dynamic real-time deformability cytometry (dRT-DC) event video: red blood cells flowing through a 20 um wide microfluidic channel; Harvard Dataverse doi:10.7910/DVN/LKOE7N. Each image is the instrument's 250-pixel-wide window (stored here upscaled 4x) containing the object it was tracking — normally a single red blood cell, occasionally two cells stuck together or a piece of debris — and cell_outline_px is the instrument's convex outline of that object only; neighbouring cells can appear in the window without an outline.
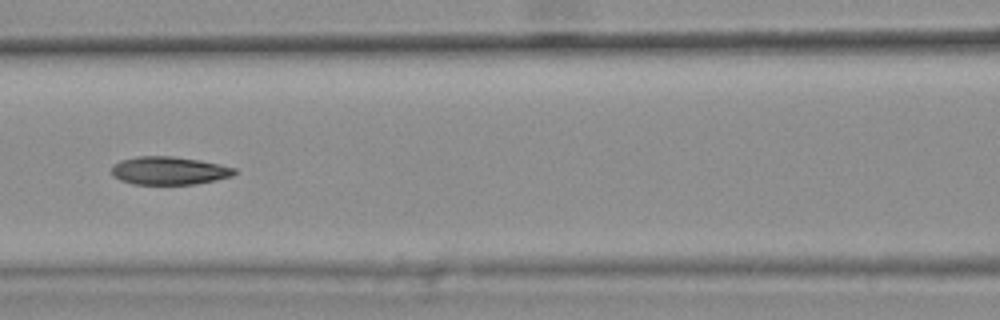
{"species": "common noctule bat (a hibernating species)", "species_latin": "Nyctalus noctula", "temperature_condition": "warm", "stored_images_in_passage": 9, "camera_frame_rate_fps": 3000, "um_per_image_px": 0.085, "animal": {"sex": "female", "body_mass_g": 25.1}, "frame": {"image": 1, "passage_image": 6, "time_ms": 1.667, "image_size_px": [1000, 320], "cell_outline_px": [[236, 172], [232, 176], [216, 180], [196, 184], [132, 184], [120, 180], [112, 176], [112, 164], [120, 160], [136, 156], [172, 156], [200, 160], [220, 164], [236, 168]], "centroid_in_image_um": [14.35, 14.5], "position_along_channel_um": 152.2, "area_um2": 20.29}}